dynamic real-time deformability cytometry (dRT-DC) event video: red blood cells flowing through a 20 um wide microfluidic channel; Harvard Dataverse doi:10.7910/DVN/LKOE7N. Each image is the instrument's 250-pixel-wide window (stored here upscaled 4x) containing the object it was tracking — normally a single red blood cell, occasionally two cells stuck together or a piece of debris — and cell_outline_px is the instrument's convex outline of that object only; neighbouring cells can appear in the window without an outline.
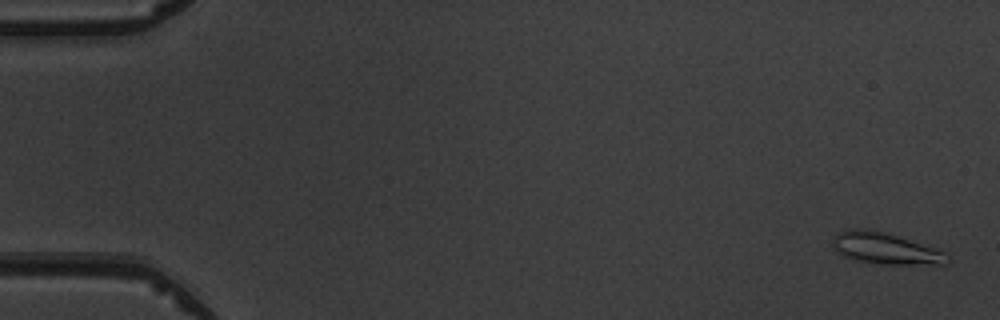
{"species": "common noctule bat (a hibernating species)", "species_latin": "Nyctalus noctula", "temperature_condition": "warm", "stored_images_in_passage": 6, "camera_frame_rate_fps": 3000, "um_per_image_px": 0.085, "animal": {"sex": "male", "body_mass_g": 19.5, "forearm_length_mm": 54.6}, "frame": {"image": 1, "passage_image": 1, "time_ms": 0.0, "image_size_px": [1000, 320], "cell_outline_px": [[948, 264], [880, 264], [852, 260], [836, 252], [832, 244], [832, 236], [840, 232], [856, 228], [872, 228], [944, 252], [948, 256]], "centroid_in_image_um": [75.16, 21.12], "position_along_channel_um": 9.8, "area_um2": 20.81}}
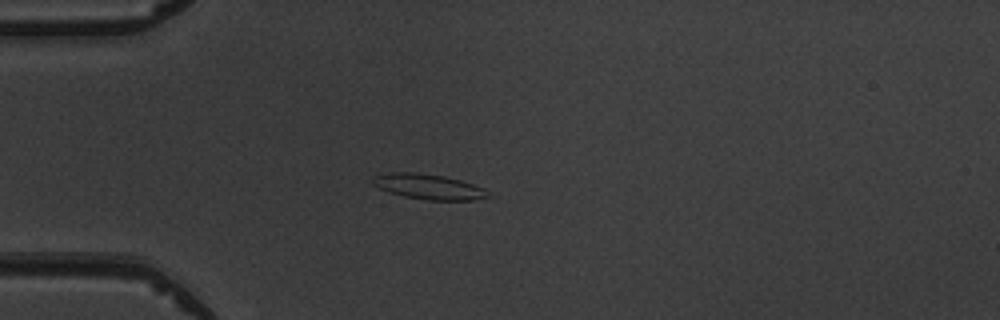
{"frame": {"image": 2, "passage_image": 4, "time_ms": 4.333, "image_size_px": [1000, 320], "cell_outline_px": [[496, 196], [472, 200], [428, 200], [404, 196], [388, 192], [372, 184], [372, 176], [380, 172], [416, 172], [444, 176], [460, 180], [484, 188]], "centroid_in_image_um": [36.43, 15.86], "position_along_channel_um": 48.6, "area_um2": 17.28}}
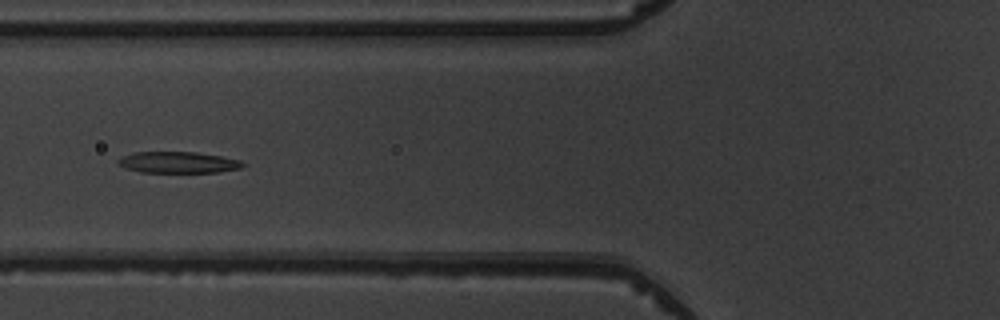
{"frame": {"image": 3, "passage_image": 6, "time_ms": 6.333, "image_size_px": [1000, 320], "cell_outline_px": [[244, 164], [240, 168], [220, 172], [140, 172], [128, 168], [120, 164], [116, 160], [120, 156], [132, 152], [196, 152], [220, 156], [240, 160]], "centroid_in_image_um": [15.12, 13.79], "position_along_channel_um": 110.7, "area_um2": 15.37}}